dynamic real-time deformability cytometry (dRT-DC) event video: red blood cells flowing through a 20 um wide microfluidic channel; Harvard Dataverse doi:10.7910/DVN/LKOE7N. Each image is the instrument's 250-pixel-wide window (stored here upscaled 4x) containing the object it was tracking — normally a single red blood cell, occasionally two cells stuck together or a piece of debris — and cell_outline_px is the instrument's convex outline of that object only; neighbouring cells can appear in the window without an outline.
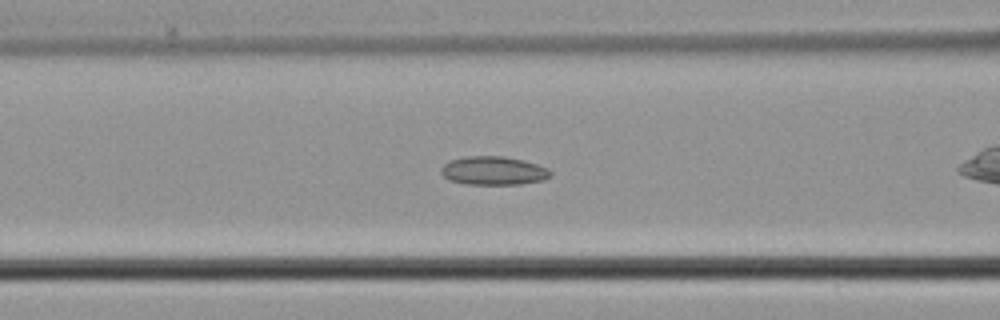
{"species": "common noctule bat (a hibernating species)", "species_latin": "Nyctalus noctula", "temperature_condition": "cold", "stored_images_in_passage": 32, "camera_frame_rate_fps": 3000, "um_per_image_px": 0.085, "animal": {"sex": "male", "body_mass_g": 21.5, "forearm_length_mm": 52.0}, "frame": {"image": 1, "passage_image": 9, "time_ms": 2.667, "image_size_px": [1000, 320], "cell_outline_px": [[552, 176], [544, 180], [520, 184], [464, 184], [448, 180], [440, 172], [440, 168], [444, 164], [452, 160], [464, 156], [504, 156], [524, 160], [548, 168], [552, 172]], "centroid_in_image_um": [41.95, 14.51], "position_along_channel_um": 124.6, "area_um2": 18.38}}
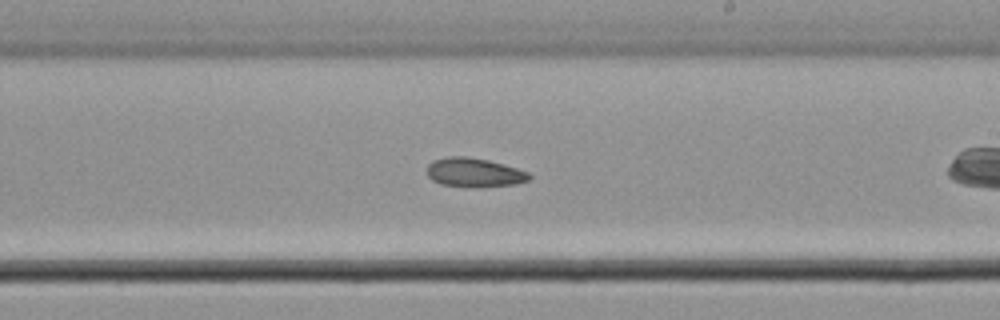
{"frame": {"image": 2, "passage_image": 18, "time_ms": 5.667, "image_size_px": [1000, 320], "cell_outline_px": [[532, 176], [528, 180], [516, 184], [480, 188], [476, 188], [440, 184], [432, 180], [428, 176], [428, 164], [432, 160], [448, 156], [464, 156], [488, 160], [504, 164], [528, 172]], "centroid_in_image_um": [40.31, 14.67], "position_along_channel_um": 248.7, "area_um2": 17.51}}
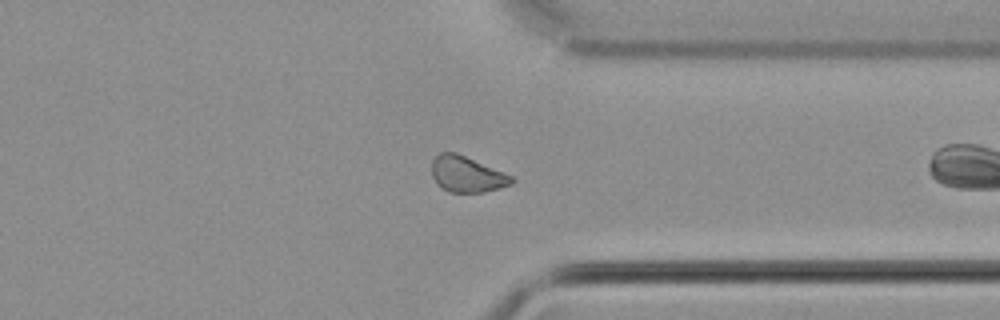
{"frame": {"image": 3, "passage_image": 27, "time_ms": 8.667, "image_size_px": [1000, 320], "cell_outline_px": [[516, 180], [512, 184], [500, 188], [484, 192], [448, 192], [436, 184], [432, 176], [432, 160], [440, 152], [456, 152], [504, 172], [512, 176]], "centroid_in_image_um": [39.68, 14.82], "position_along_channel_um": 371.7, "area_um2": 16.82}}